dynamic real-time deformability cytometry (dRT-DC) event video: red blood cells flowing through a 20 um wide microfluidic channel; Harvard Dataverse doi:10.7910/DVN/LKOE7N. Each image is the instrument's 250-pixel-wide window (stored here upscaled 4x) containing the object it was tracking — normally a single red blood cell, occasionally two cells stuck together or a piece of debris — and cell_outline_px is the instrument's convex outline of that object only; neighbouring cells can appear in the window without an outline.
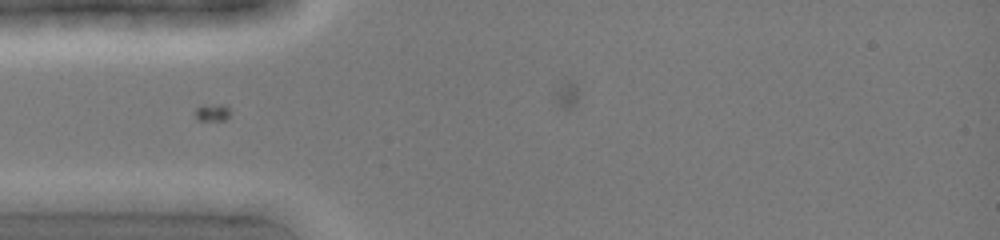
{"species": "common noctule bat (a hibernating species)", "species_latin": "Nyctalus noctula", "temperature_condition": "cold", "stored_images_in_passage": 8, "camera_frame_rate_fps": 3000, "um_per_image_px": 0.085, "animal": {"sex": "female", "body_mass_g": 19.0, "forearm_length_mm": 51.5}, "frame": {"image": 1, "passage_image": 1, "time_ms": 0.0, "image_size_px": [1000, 240], "cell_outline_px": [[276, 200], [244, 216], [220, 216], [128, 200], [136, 192], [196, 192], [260, 196]], "centroid_in_image_um": [17.42, 17.19], "position_along_channel_um": 67.6, "area_um2": 16.65}}